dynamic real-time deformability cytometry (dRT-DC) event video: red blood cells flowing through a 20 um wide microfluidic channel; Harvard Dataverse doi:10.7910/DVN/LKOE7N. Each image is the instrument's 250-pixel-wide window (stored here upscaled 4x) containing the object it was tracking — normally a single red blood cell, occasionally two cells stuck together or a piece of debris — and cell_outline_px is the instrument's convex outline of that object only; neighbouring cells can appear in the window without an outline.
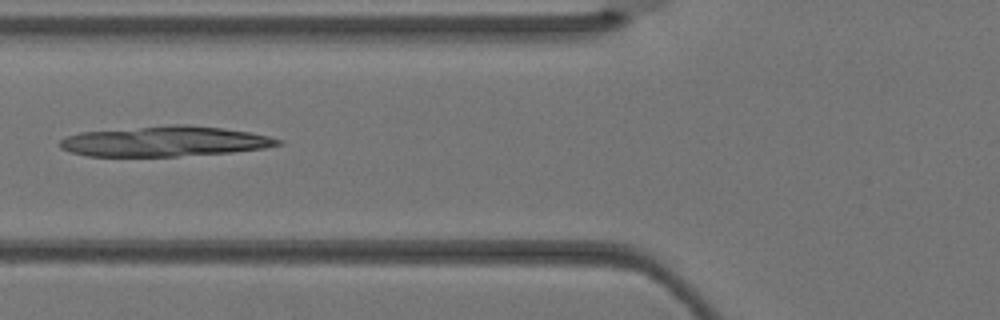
{"species": "Egyptian fruit bat (a non-hibernating species)", "species_latin": "Rousettus aegyptiacus", "temperature_condition": "warm", "stored_images_in_passage": 3, "camera_frame_rate_fps": 3000, "um_per_image_px": 0.085, "animal": {"sex": "female"}, "frame": {"image": 1, "passage_image": 3, "time_ms": 0.667, "image_size_px": [1000, 320], "cell_outline_px": [[284, 144], [264, 148], [232, 152], [176, 156], [88, 156], [72, 152], [60, 148], [60, 140], [64, 136], [80, 132], [172, 124], [188, 124], [220, 128], [248, 132], [268, 136], [284, 140]], "centroid_in_image_um": [14.01, 12.01], "position_along_channel_um": 111.8, "area_um2": 38.44}}